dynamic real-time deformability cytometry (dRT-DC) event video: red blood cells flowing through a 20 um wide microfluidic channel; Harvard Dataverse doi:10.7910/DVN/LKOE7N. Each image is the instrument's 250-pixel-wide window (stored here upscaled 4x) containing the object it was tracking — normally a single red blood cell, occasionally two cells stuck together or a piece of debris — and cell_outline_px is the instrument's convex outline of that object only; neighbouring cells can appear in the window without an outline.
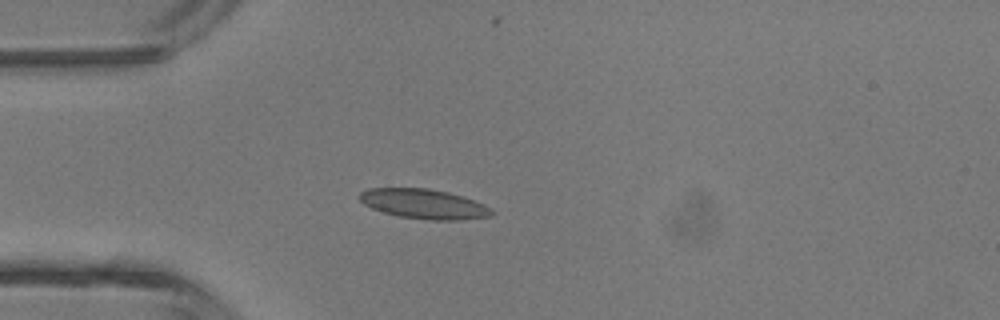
{"species": "common noctule bat (a hibernating species)", "species_latin": "Nyctalus noctula", "temperature_condition": "room temperature", "stored_images_in_passage": 3, "camera_frame_rate_fps": 3000, "um_per_image_px": 0.085, "animal": {"sex": "male", "body_mass_g": 13.3}, "frame": {"image": 1, "passage_image": 2, "time_ms": 0.333, "image_size_px": [1000, 320], "cell_outline_px": [[492, 212], [488, 216], [460, 220], [432, 220], [400, 216], [384, 212], [372, 208], [364, 204], [360, 200], [360, 192], [368, 188], [428, 188], [448, 192], [484, 204], [492, 208]], "centroid_in_image_um": [36.01, 17.32], "position_along_channel_um": 49.0, "area_um2": 22.54}}